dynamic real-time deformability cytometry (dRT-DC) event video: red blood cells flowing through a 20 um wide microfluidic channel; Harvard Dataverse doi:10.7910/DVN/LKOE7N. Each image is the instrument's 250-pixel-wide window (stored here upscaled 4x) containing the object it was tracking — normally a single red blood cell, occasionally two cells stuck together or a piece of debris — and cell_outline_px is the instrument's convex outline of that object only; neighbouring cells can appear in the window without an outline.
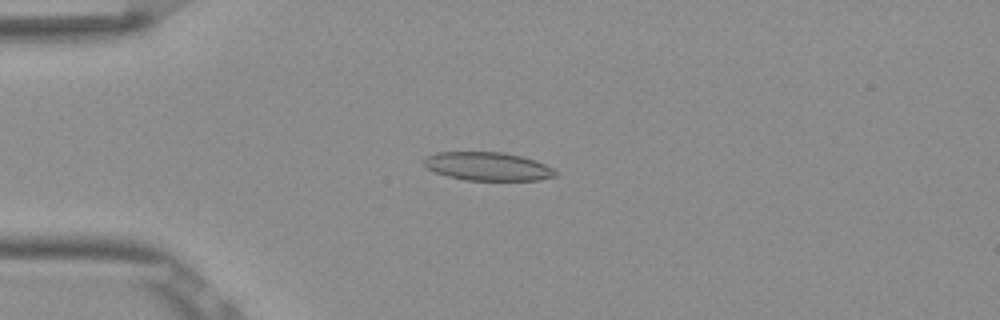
{"species": "Egyptian fruit bat (a non-hibernating species)", "species_latin": "Rousettus aegyptiacus", "temperature_condition": "room temperature", "stored_images_in_passage": 53, "camera_frame_rate_fps": 3000, "um_per_image_px": 0.085, "frame": {"image": 1, "passage_image": 14, "time_ms": 4.333, "image_size_px": [1000, 320], "cell_outline_px": [[556, 176], [540, 180], [464, 180], [448, 176], [436, 172], [428, 168], [424, 164], [424, 160], [428, 156], [436, 152], [504, 152], [536, 160], [552, 168], [556, 172]], "centroid_in_image_um": [41.47, 14.14], "position_along_channel_um": 43.5, "area_um2": 21.62}}
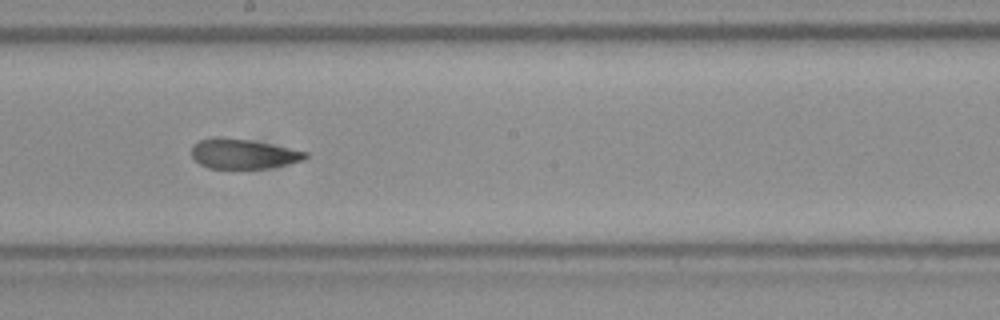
{"frame": {"image": 2, "passage_image": 30, "time_ms": 9.667, "image_size_px": [1000, 320], "cell_outline_px": [[308, 156], [304, 160], [288, 164], [268, 168], [208, 168], [200, 164], [192, 156], [192, 144], [200, 140], [216, 136], [220, 136], [248, 140], [308, 152]], "centroid_in_image_um": [20.64, 13.07], "position_along_channel_um": 227.6, "area_um2": 19.65}}
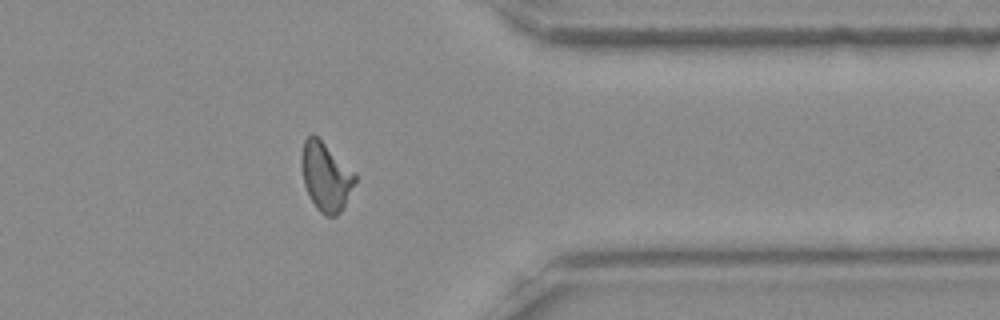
{"frame": {"image": 3, "passage_image": 43, "time_ms": 14.0, "image_size_px": [1000, 320], "cell_outline_px": [[356, 180], [344, 208], [336, 216], [324, 216], [316, 208], [304, 184], [300, 164], [300, 156], [304, 140], [312, 132], [356, 172]], "centroid_in_image_um": [27.69, 15.0], "position_along_channel_um": 383.7, "area_um2": 21.62}, "authors_computed_cell_mechanics": {"area_um2": 21.2704, "velocity_mm_per_s": 3.8607, "shape_relaxation_time_tau1_ms": 11.2623, "shape_relaxation_time_tau2_ms": 1.6021, "deformation_change_tau1": 0.237, "deformation_change_tau2": 0.0797}}